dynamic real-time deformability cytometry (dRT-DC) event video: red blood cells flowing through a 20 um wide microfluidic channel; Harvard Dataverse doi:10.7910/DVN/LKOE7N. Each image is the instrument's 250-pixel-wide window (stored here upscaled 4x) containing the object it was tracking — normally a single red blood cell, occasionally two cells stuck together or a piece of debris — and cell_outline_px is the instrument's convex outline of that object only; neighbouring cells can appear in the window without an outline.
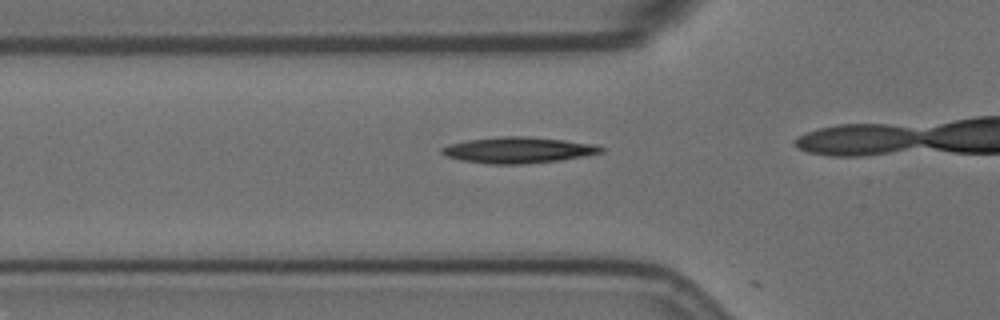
{"species": "Egyptian fruit bat (a non-hibernating species)", "species_latin": "Rousettus aegyptiacus", "temperature_condition": "room temperature", "stored_images_in_passage": 27, "camera_frame_rate_fps": 3000, "um_per_image_px": 0.085, "animal": {"sex": "female"}, "frame": {"image": 1, "passage_image": 13, "time_ms": 4.0, "image_size_px": [1000, 320], "cell_outline_px": [[604, 152], [560, 160], [524, 164], [488, 164], [460, 160], [448, 156], [440, 152], [440, 148], [448, 144], [468, 140], [500, 136], [528, 136], [564, 140], [592, 144], [604, 148]], "centroid_in_image_um": [44.01, 12.75], "position_along_channel_um": 81.8, "area_um2": 24.1}}
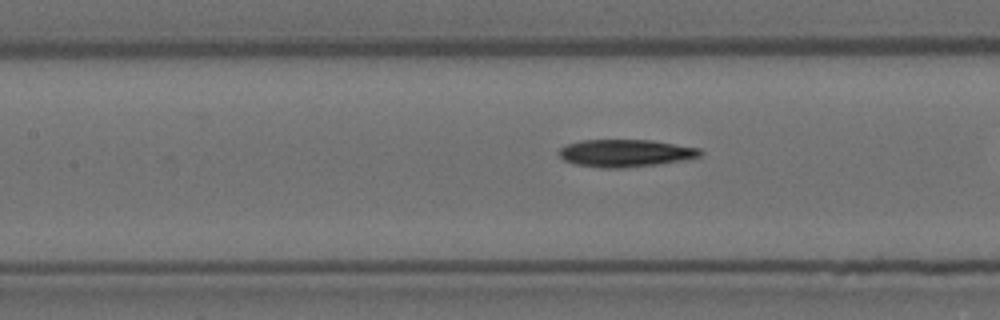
{"frame": {"image": 2, "passage_image": 19, "time_ms": 6.0, "image_size_px": [1000, 320], "cell_outline_px": [[704, 152], [700, 156], [684, 160], [656, 164], [624, 168], [604, 168], [572, 164], [564, 160], [560, 156], [560, 148], [568, 144], [580, 140], [652, 140], [700, 148]], "centroid_in_image_um": [53.17, 13.01], "position_along_channel_um": 154.2, "area_um2": 22.6}}
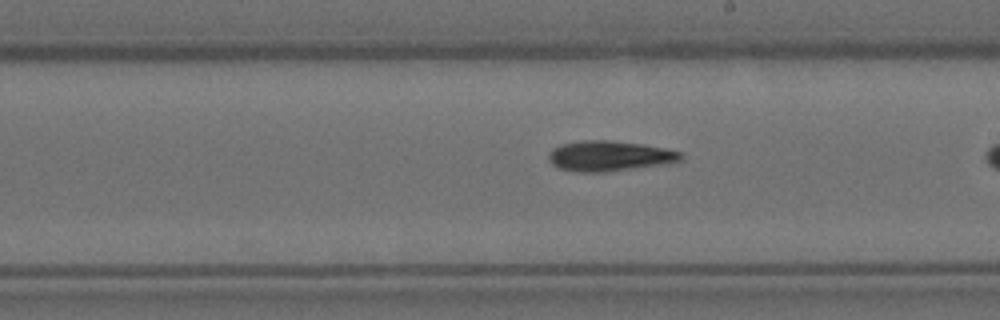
{"frame": {"image": 3, "passage_image": 26, "time_ms": 8.333, "image_size_px": [1000, 320], "cell_outline_px": [[684, 156], [680, 160], [632, 168], [604, 172], [576, 172], [560, 168], [552, 164], [548, 160], [548, 156], [552, 148], [560, 144], [584, 140], [608, 140], [644, 144], [664, 148], [680, 152]], "centroid_in_image_um": [51.72, 13.24], "position_along_channel_um": 237.3, "area_um2": 23.0}}